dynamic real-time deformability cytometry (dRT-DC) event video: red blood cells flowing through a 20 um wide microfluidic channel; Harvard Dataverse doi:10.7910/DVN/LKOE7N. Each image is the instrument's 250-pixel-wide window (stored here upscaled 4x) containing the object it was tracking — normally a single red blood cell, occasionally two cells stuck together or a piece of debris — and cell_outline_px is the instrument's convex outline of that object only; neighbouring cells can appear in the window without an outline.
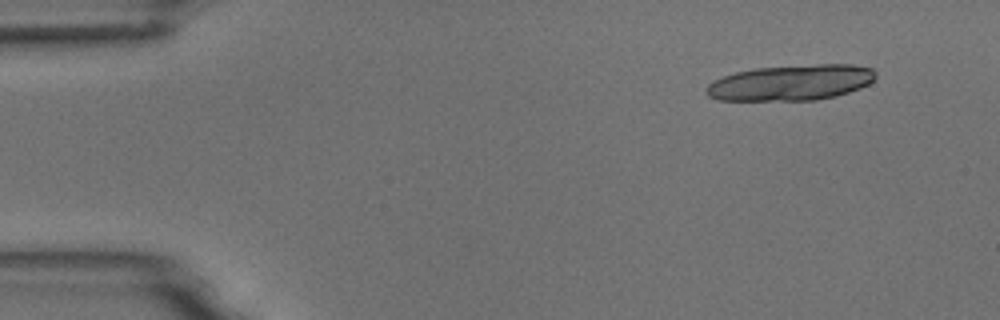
{"species": "common noctule bat (a hibernating species)", "species_latin": "Nyctalus noctula", "temperature_condition": "room temperature", "stored_images_in_passage": 6, "camera_frame_rate_fps": 3000, "um_per_image_px": 0.085, "animal": {"sex": "male", "body_mass_g": 18.8}, "frame": {"image": 1, "passage_image": 1, "time_ms": 0.0, "image_size_px": [1000, 320], "cell_outline_px": [[876, 76], [868, 84], [860, 88], [836, 96], [816, 100], [716, 100], [708, 96], [704, 92], [704, 88], [712, 80], [736, 72], [756, 68], [816, 64], [852, 64], [872, 68], [876, 72]], "centroid_in_image_um": [67.21, 7.02], "position_along_channel_um": 17.8, "area_um2": 35.37}}